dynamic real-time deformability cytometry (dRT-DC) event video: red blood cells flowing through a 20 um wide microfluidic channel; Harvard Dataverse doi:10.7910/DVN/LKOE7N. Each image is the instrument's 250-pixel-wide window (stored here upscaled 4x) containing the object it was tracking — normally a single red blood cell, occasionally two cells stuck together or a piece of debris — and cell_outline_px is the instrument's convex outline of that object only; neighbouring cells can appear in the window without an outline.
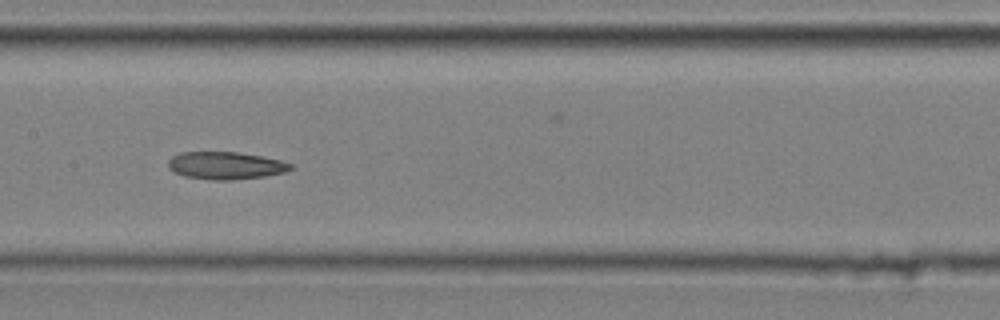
{"species": "common noctule bat (a hibernating species)", "species_latin": "Nyctalus noctula", "temperature_condition": "cold", "stored_images_in_passage": 12, "camera_frame_rate_fps": 3000, "um_per_image_px": 0.085, "animal": {"sex": "male", "body_mass_g": 20.4}, "frame": {"image": 1, "passage_image": 7, "time_ms": 2.0, "image_size_px": [1000, 320], "cell_outline_px": [[292, 168], [288, 172], [264, 176], [232, 180], [212, 180], [184, 176], [168, 168], [168, 160], [172, 156], [180, 152], [236, 152], [264, 156], [280, 160], [292, 164]], "centroid_in_image_um": [19.19, 14.07], "position_along_channel_um": 188.2, "area_um2": 19.71}}
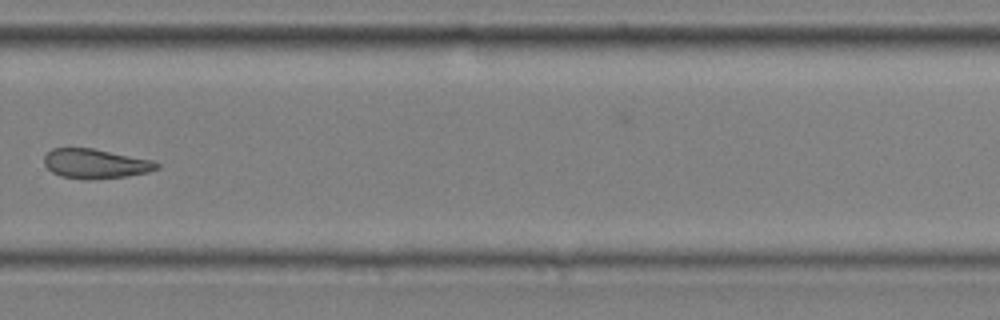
{"frame": {"image": 2, "passage_image": 10, "time_ms": 3.0, "image_size_px": [1000, 320], "cell_outline_px": [[160, 168], [148, 172], [124, 176], [88, 180], [84, 180], [60, 176], [52, 172], [44, 164], [44, 156], [52, 148], [92, 148], [152, 160], [160, 164]], "centroid_in_image_um": [8.1, 13.92], "position_along_channel_um": 321.7, "area_um2": 19.36}}
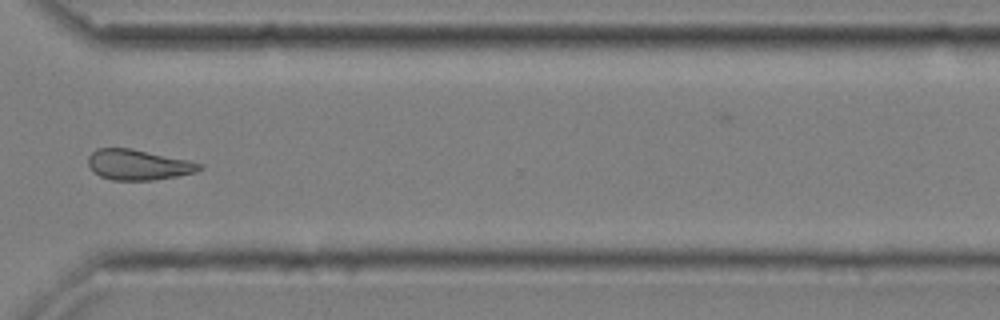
{"frame": {"image": 3, "passage_image": 11, "time_ms": 3.333, "image_size_px": [1000, 320], "cell_outline_px": [[204, 168], [196, 172], [176, 176], [152, 180], [112, 180], [100, 176], [92, 172], [88, 164], [88, 156], [96, 148], [132, 148], [188, 160], [204, 164]], "centroid_in_image_um": [11.74, 14.0], "position_along_channel_um": 358.9, "area_um2": 19.88}}